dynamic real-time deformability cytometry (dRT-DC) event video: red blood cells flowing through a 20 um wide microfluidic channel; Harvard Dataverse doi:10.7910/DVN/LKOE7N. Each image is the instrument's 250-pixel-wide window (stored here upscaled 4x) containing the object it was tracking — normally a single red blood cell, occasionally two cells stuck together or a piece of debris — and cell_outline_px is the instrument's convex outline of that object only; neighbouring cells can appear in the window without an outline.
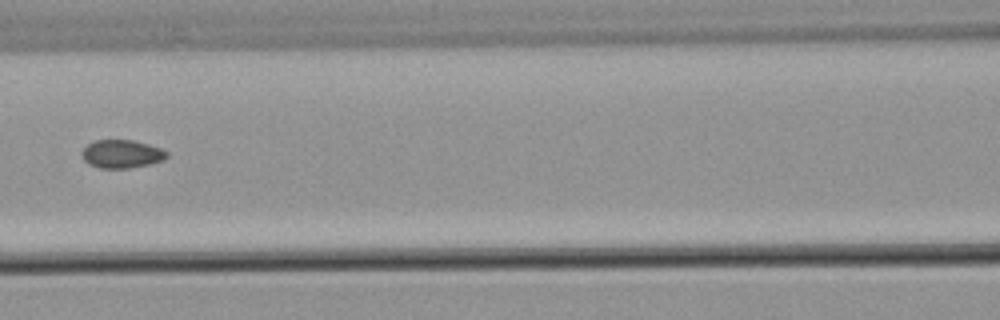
{"species": "common noctule bat (a hibernating species)", "species_latin": "Nyctalus noctula", "temperature_condition": "warm", "stored_images_in_passage": 10, "camera_frame_rate_fps": 3000, "um_per_image_px": 0.085, "animal": {"sex": "male", "body_mass_g": 21.5, "forearm_length_mm": 52.0}, "frame": {"image": 1, "passage_image": 5, "time_ms": 5.667, "image_size_px": [1000, 320], "cell_outline_px": [[168, 156], [164, 160], [148, 164], [128, 168], [100, 168], [88, 164], [84, 160], [80, 152], [88, 144], [96, 140], [132, 140], [148, 144], [160, 148], [168, 152]], "centroid_in_image_um": [10.33, 13.08], "position_along_channel_um": 156.3, "area_um2": 13.93}}